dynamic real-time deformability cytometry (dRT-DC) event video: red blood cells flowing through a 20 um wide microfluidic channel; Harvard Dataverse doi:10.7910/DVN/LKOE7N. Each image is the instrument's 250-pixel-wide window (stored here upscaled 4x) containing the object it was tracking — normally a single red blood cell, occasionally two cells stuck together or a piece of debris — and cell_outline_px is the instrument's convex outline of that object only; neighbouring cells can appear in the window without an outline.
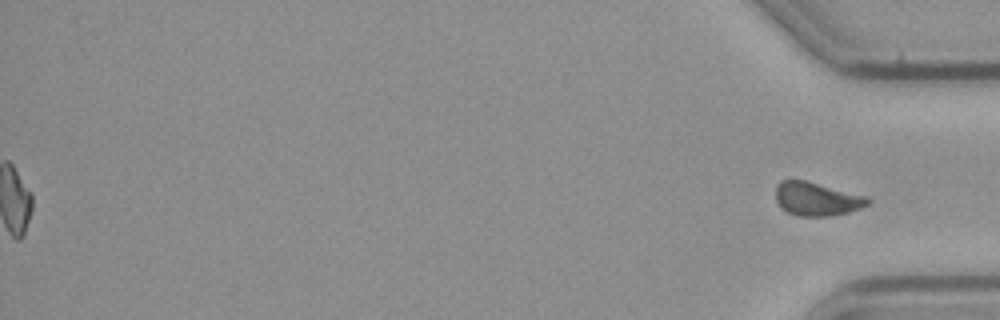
{"species": "common noctule bat (a hibernating species)", "species_latin": "Nyctalus noctula", "temperature_condition": "cold", "stored_images_in_passage": 53, "segment_of_instrument_passage": [2, 2], "camera_frame_rate_fps": 3000, "um_per_image_px": 0.085, "animal": {"sex": "male", "body_mass_g": 23.1, "forearm_length_mm": 52.7}, "frame": {"image": 1, "passage_image": 53, "time_ms": 17.333, "image_size_px": [1000, 320], "cell_outline_px": [[872, 200], [868, 204], [860, 208], [848, 212], [828, 216], [800, 216], [788, 212], [780, 208], [776, 200], [776, 188], [780, 180], [804, 180], [868, 196]], "centroid_in_image_um": [69.43, 16.91], "position_along_channel_um": 365.8, "area_um2": 17.98}}